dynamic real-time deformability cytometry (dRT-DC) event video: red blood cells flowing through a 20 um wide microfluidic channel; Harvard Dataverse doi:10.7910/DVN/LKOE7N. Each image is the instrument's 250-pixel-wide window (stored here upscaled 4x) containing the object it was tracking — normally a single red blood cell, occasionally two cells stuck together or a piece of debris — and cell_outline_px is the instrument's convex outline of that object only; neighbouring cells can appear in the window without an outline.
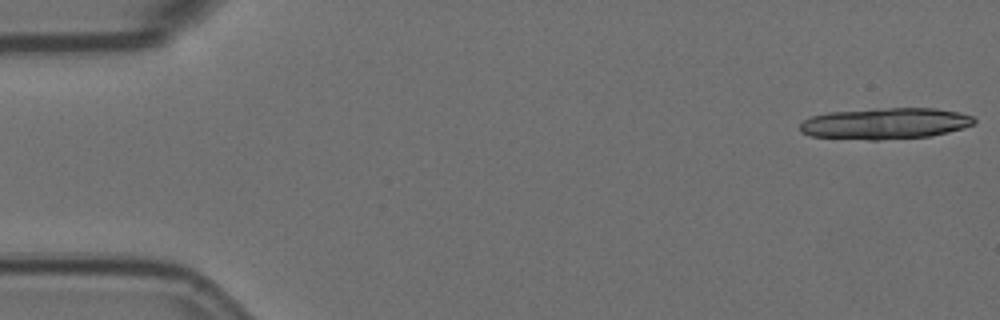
{"species": "Egyptian fruit bat (a non-hibernating species)", "species_latin": "Rousettus aegyptiacus", "temperature_condition": "room temperature", "stored_images_in_passage": 15, "camera_frame_rate_fps": 3000, "um_per_image_px": 0.085, "animal": {"sex": "female"}, "frame": {"image": 1, "passage_image": 1, "time_ms": 0.0, "image_size_px": [1000, 320], "cell_outline_px": [[976, 124], [964, 128], [948, 132], [928, 136], [880, 140], [868, 140], [812, 136], [800, 132], [800, 124], [804, 120], [812, 116], [828, 112], [872, 108], [936, 108], [960, 112], [972, 116], [976, 120]], "centroid_in_image_um": [75.27, 10.49], "position_along_channel_um": 9.7, "area_um2": 31.96}}
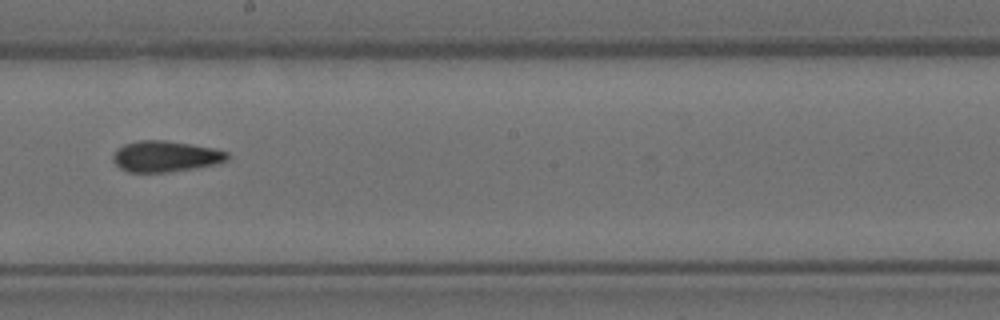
{"frame": {"image": 2, "passage_image": 9, "time_ms": 2.667, "image_size_px": [1000, 320], "cell_outline_px": [[228, 160], [220, 164], [196, 168], [168, 172], [128, 172], [120, 168], [112, 160], [112, 156], [124, 144], [140, 140], [164, 140], [212, 148], [228, 152]], "centroid_in_image_um": [14.09, 13.3], "position_along_channel_um": 234.1, "area_um2": 20.58}}
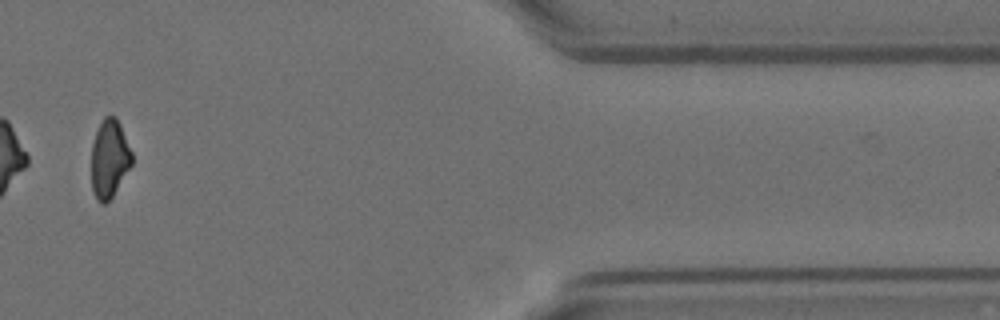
{"frame": {"image": 3, "passage_image": 14, "time_ms": 4.333, "image_size_px": [1000, 320], "cell_outline_px": [[132, 164], [112, 196], [104, 204], [100, 204], [96, 200], [92, 188], [92, 144], [96, 132], [104, 116], [116, 116], [120, 124], [132, 152]], "centroid_in_image_um": [9.3, 13.49], "position_along_channel_um": 402.1, "area_um2": 18.26}}